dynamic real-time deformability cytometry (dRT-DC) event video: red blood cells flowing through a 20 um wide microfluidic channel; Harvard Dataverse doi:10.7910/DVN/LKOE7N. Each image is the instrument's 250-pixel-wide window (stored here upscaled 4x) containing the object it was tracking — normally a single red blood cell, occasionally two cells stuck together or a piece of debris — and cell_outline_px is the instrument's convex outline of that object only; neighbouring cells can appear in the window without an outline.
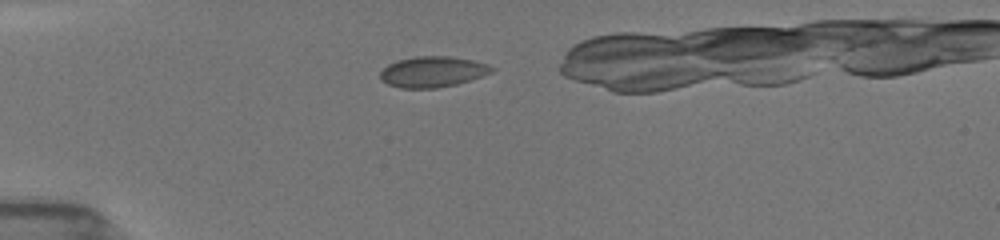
{"species": "common noctule bat (a hibernating species)", "species_latin": "Nyctalus noctula", "temperature_condition": "room temperature", "stored_images_in_passage": 17, "camera_frame_rate_fps": 3000, "um_per_image_px": 0.085, "animal": {"sex": "female", "body_mass_g": 19.5, "forearm_length_mm": 54.1}, "frame": {"image": 1, "passage_image": 2, "time_ms": 1.0, "image_size_px": [1000, 240], "cell_outline_px": [[496, 68], [492, 72], [456, 84], [436, 88], [400, 88], [388, 84], [380, 80], [380, 72], [388, 64], [396, 60], [416, 56], [452, 56], [472, 60], [488, 64]], "centroid_in_image_um": [36.75, 6.09], "position_along_channel_um": 48.3, "area_um2": 20.0}}
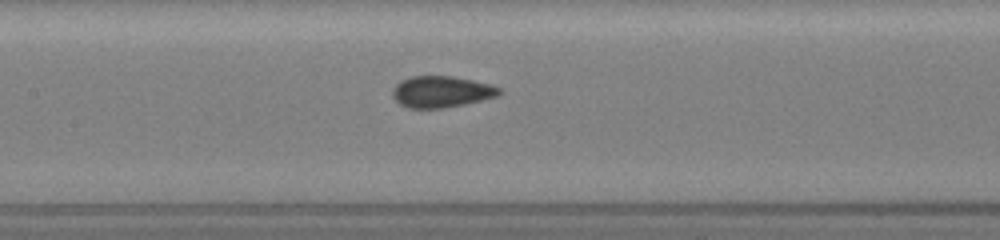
{"frame": {"image": 2, "passage_image": 6, "time_ms": 4.667, "image_size_px": [1000, 240], "cell_outline_px": [[504, 92], [496, 96], [464, 104], [444, 108], [408, 108], [400, 104], [392, 96], [392, 88], [400, 80], [412, 76], [452, 76], [492, 84], [500, 88]], "centroid_in_image_um": [37.5, 7.79], "position_along_channel_um": 169.9, "area_um2": 19.59}}
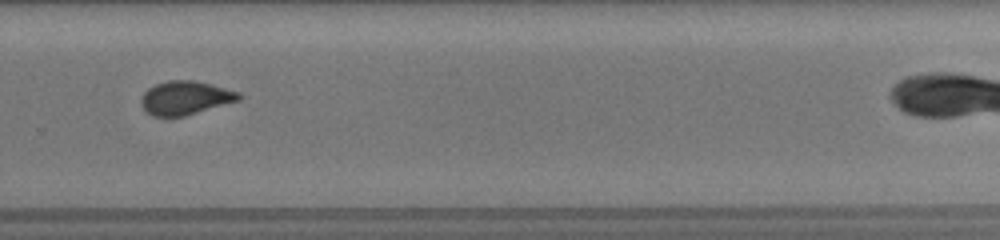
{"frame": {"image": 3, "passage_image": 14, "time_ms": 8.333, "image_size_px": [1000, 240], "cell_outline_px": [[244, 96], [240, 100], [184, 116], [152, 116], [140, 104], [140, 100], [144, 92], [148, 88], [156, 84], [168, 80], [196, 80], [212, 84], [240, 92]], "centroid_in_image_um": [15.78, 8.3], "position_along_channel_um": 314.0, "area_um2": 19.25}}